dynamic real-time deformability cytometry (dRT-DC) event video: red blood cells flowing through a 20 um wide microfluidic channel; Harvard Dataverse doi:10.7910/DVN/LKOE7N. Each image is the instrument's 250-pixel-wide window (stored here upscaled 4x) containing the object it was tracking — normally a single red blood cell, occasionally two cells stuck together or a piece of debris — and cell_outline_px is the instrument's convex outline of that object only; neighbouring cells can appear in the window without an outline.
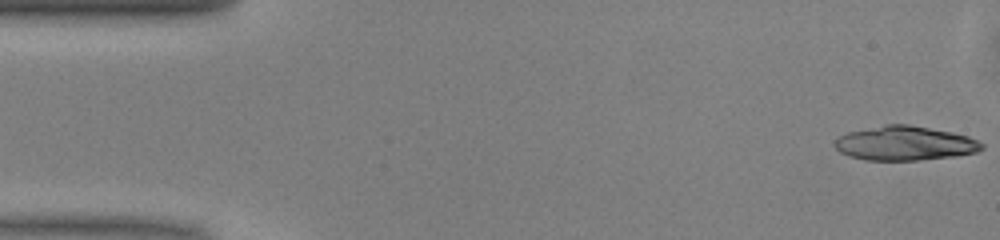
{"species": "common noctule bat (a hibernating species)", "species_latin": "Nyctalus noctula", "temperature_condition": "warm", "stored_images_in_passage": 49, "segment_of_instrument_passage": [1, 2], "camera_frame_rate_fps": 3000, "um_per_image_px": 0.085, "animal": {"sex": "male", "body_mass_g": 13.0, "forearm_length_mm": 53.1}, "frame": {"image": 1, "passage_image": 1, "time_ms": 0.0, "image_size_px": [1000, 240], "cell_outline_px": [[984, 148], [976, 152], [956, 156], [920, 160], [864, 160], [848, 156], [840, 152], [832, 144], [840, 136], [848, 132], [884, 124], [908, 124], [952, 132], [968, 136], [984, 144]], "centroid_in_image_um": [76.9, 12.18], "position_along_channel_um": 8.1, "area_um2": 29.48}}